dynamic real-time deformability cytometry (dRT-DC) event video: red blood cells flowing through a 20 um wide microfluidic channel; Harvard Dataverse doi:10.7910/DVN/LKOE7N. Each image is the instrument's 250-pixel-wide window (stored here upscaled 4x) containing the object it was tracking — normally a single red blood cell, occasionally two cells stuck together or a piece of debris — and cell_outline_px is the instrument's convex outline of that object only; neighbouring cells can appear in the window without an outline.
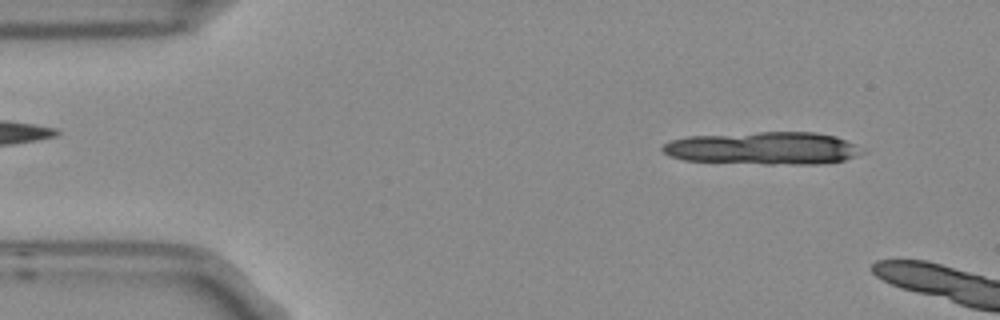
{"species": "Egyptian fruit bat (a non-hibernating species)", "species_latin": "Rousettus aegyptiacus", "temperature_condition": "room temperature", "stored_images_in_passage": 4, "camera_frame_rate_fps": 3000, "um_per_image_px": 0.085, "frame": {"image": 1, "passage_image": 1, "time_ms": 0.0, "image_size_px": [1000, 320], "cell_outline_px": [[868, 152], [844, 160], [820, 164], [764, 164], [684, 160], [672, 156], [664, 152], [660, 148], [668, 140], [688, 136], [760, 132], [816, 132], [836, 136], [856, 144]], "centroid_in_image_um": [64.93, 12.6], "position_along_channel_um": 20.1, "area_um2": 38.26}}
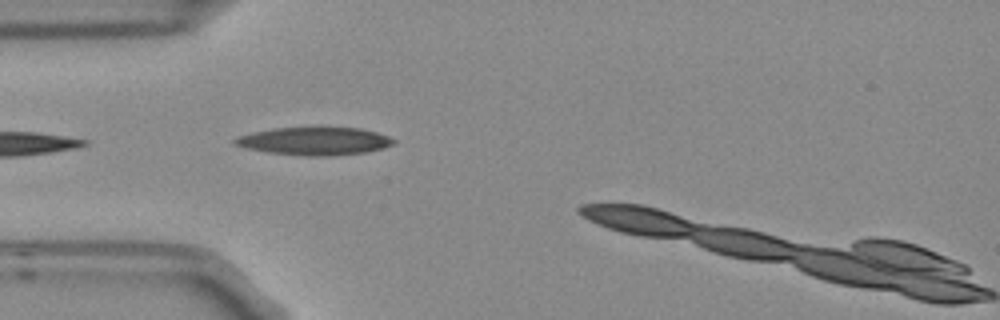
{"frame": {"image": 2, "passage_image": 3, "time_ms": 0.667, "image_size_px": [1000, 320], "cell_outline_px": [[396, 144], [384, 148], [364, 152], [328, 156], [308, 156], [268, 152], [248, 148], [232, 144], [232, 140], [240, 136], [252, 132], [272, 128], [360, 128], [376, 132], [388, 136], [396, 140]], "centroid_in_image_um": [26.75, 11.99], "position_along_channel_um": 58.2, "area_um2": 25.61}}